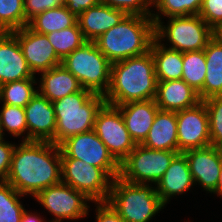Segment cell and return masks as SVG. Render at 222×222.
Wrapping results in <instances>:
<instances>
[{
    "label": "cell",
    "mask_w": 222,
    "mask_h": 222,
    "mask_svg": "<svg viewBox=\"0 0 222 222\" xmlns=\"http://www.w3.org/2000/svg\"><path fill=\"white\" fill-rule=\"evenodd\" d=\"M76 23L77 17L64 5L40 13L28 23V26L37 33L47 34L72 27Z\"/></svg>",
    "instance_id": "26"
},
{
    "label": "cell",
    "mask_w": 222,
    "mask_h": 222,
    "mask_svg": "<svg viewBox=\"0 0 222 222\" xmlns=\"http://www.w3.org/2000/svg\"><path fill=\"white\" fill-rule=\"evenodd\" d=\"M186 156L194 184L201 185L205 191L213 193L217 187L222 167V157L219 149L213 145L190 149Z\"/></svg>",
    "instance_id": "15"
},
{
    "label": "cell",
    "mask_w": 222,
    "mask_h": 222,
    "mask_svg": "<svg viewBox=\"0 0 222 222\" xmlns=\"http://www.w3.org/2000/svg\"><path fill=\"white\" fill-rule=\"evenodd\" d=\"M62 183L83 192L93 203L107 202L113 179L102 169L76 158H61Z\"/></svg>",
    "instance_id": "9"
},
{
    "label": "cell",
    "mask_w": 222,
    "mask_h": 222,
    "mask_svg": "<svg viewBox=\"0 0 222 222\" xmlns=\"http://www.w3.org/2000/svg\"><path fill=\"white\" fill-rule=\"evenodd\" d=\"M20 222H45V221L38 214L32 212L30 213L25 209Z\"/></svg>",
    "instance_id": "41"
},
{
    "label": "cell",
    "mask_w": 222,
    "mask_h": 222,
    "mask_svg": "<svg viewBox=\"0 0 222 222\" xmlns=\"http://www.w3.org/2000/svg\"><path fill=\"white\" fill-rule=\"evenodd\" d=\"M127 14L99 2L83 11L77 17V23L86 41L94 42L103 33L119 24Z\"/></svg>",
    "instance_id": "19"
},
{
    "label": "cell",
    "mask_w": 222,
    "mask_h": 222,
    "mask_svg": "<svg viewBox=\"0 0 222 222\" xmlns=\"http://www.w3.org/2000/svg\"><path fill=\"white\" fill-rule=\"evenodd\" d=\"M0 124L2 132L6 130L15 138L24 136L27 132L22 141H28V128L23 107L2 104Z\"/></svg>",
    "instance_id": "32"
},
{
    "label": "cell",
    "mask_w": 222,
    "mask_h": 222,
    "mask_svg": "<svg viewBox=\"0 0 222 222\" xmlns=\"http://www.w3.org/2000/svg\"><path fill=\"white\" fill-rule=\"evenodd\" d=\"M25 27L24 0H0V32Z\"/></svg>",
    "instance_id": "33"
},
{
    "label": "cell",
    "mask_w": 222,
    "mask_h": 222,
    "mask_svg": "<svg viewBox=\"0 0 222 222\" xmlns=\"http://www.w3.org/2000/svg\"><path fill=\"white\" fill-rule=\"evenodd\" d=\"M95 204H97L96 222H125L107 202H95Z\"/></svg>",
    "instance_id": "39"
},
{
    "label": "cell",
    "mask_w": 222,
    "mask_h": 222,
    "mask_svg": "<svg viewBox=\"0 0 222 222\" xmlns=\"http://www.w3.org/2000/svg\"><path fill=\"white\" fill-rule=\"evenodd\" d=\"M4 135H5V133L2 132L1 124H0V140L4 139Z\"/></svg>",
    "instance_id": "44"
},
{
    "label": "cell",
    "mask_w": 222,
    "mask_h": 222,
    "mask_svg": "<svg viewBox=\"0 0 222 222\" xmlns=\"http://www.w3.org/2000/svg\"><path fill=\"white\" fill-rule=\"evenodd\" d=\"M11 33L18 39L28 67L34 75L61 64L62 60L57 56L46 34L37 33L28 25Z\"/></svg>",
    "instance_id": "14"
},
{
    "label": "cell",
    "mask_w": 222,
    "mask_h": 222,
    "mask_svg": "<svg viewBox=\"0 0 222 222\" xmlns=\"http://www.w3.org/2000/svg\"><path fill=\"white\" fill-rule=\"evenodd\" d=\"M107 203L125 222H149L165 207L155 187L130 183L119 176L112 181Z\"/></svg>",
    "instance_id": "5"
},
{
    "label": "cell",
    "mask_w": 222,
    "mask_h": 222,
    "mask_svg": "<svg viewBox=\"0 0 222 222\" xmlns=\"http://www.w3.org/2000/svg\"><path fill=\"white\" fill-rule=\"evenodd\" d=\"M209 116V133L211 145L217 147L222 143V96L204 100Z\"/></svg>",
    "instance_id": "34"
},
{
    "label": "cell",
    "mask_w": 222,
    "mask_h": 222,
    "mask_svg": "<svg viewBox=\"0 0 222 222\" xmlns=\"http://www.w3.org/2000/svg\"><path fill=\"white\" fill-rule=\"evenodd\" d=\"M150 51L154 60L157 81L182 79L183 52L166 47L156 38L151 43Z\"/></svg>",
    "instance_id": "24"
},
{
    "label": "cell",
    "mask_w": 222,
    "mask_h": 222,
    "mask_svg": "<svg viewBox=\"0 0 222 222\" xmlns=\"http://www.w3.org/2000/svg\"><path fill=\"white\" fill-rule=\"evenodd\" d=\"M201 101L199 94L185 81H158L156 105L162 111L178 112L195 106Z\"/></svg>",
    "instance_id": "20"
},
{
    "label": "cell",
    "mask_w": 222,
    "mask_h": 222,
    "mask_svg": "<svg viewBox=\"0 0 222 222\" xmlns=\"http://www.w3.org/2000/svg\"><path fill=\"white\" fill-rule=\"evenodd\" d=\"M182 80L198 93L202 90L206 75L204 49L183 52Z\"/></svg>",
    "instance_id": "28"
},
{
    "label": "cell",
    "mask_w": 222,
    "mask_h": 222,
    "mask_svg": "<svg viewBox=\"0 0 222 222\" xmlns=\"http://www.w3.org/2000/svg\"><path fill=\"white\" fill-rule=\"evenodd\" d=\"M35 76L28 67L18 39L11 32H0V85Z\"/></svg>",
    "instance_id": "17"
},
{
    "label": "cell",
    "mask_w": 222,
    "mask_h": 222,
    "mask_svg": "<svg viewBox=\"0 0 222 222\" xmlns=\"http://www.w3.org/2000/svg\"><path fill=\"white\" fill-rule=\"evenodd\" d=\"M214 194H217V196H221L222 197V167H221V171H220V176L218 179V183H217V187L215 189V191L213 192Z\"/></svg>",
    "instance_id": "43"
},
{
    "label": "cell",
    "mask_w": 222,
    "mask_h": 222,
    "mask_svg": "<svg viewBox=\"0 0 222 222\" xmlns=\"http://www.w3.org/2000/svg\"><path fill=\"white\" fill-rule=\"evenodd\" d=\"M6 182L33 198L62 182L61 150L49 141H21L15 146Z\"/></svg>",
    "instance_id": "1"
},
{
    "label": "cell",
    "mask_w": 222,
    "mask_h": 222,
    "mask_svg": "<svg viewBox=\"0 0 222 222\" xmlns=\"http://www.w3.org/2000/svg\"><path fill=\"white\" fill-rule=\"evenodd\" d=\"M34 199L54 216L49 222L83 219L90 208L86 202H92L83 192L62 182L40 191Z\"/></svg>",
    "instance_id": "11"
},
{
    "label": "cell",
    "mask_w": 222,
    "mask_h": 222,
    "mask_svg": "<svg viewBox=\"0 0 222 222\" xmlns=\"http://www.w3.org/2000/svg\"><path fill=\"white\" fill-rule=\"evenodd\" d=\"M23 194L9 183L0 182V222H20L25 208L20 202Z\"/></svg>",
    "instance_id": "31"
},
{
    "label": "cell",
    "mask_w": 222,
    "mask_h": 222,
    "mask_svg": "<svg viewBox=\"0 0 222 222\" xmlns=\"http://www.w3.org/2000/svg\"><path fill=\"white\" fill-rule=\"evenodd\" d=\"M178 154L177 151L155 150L137 144L120 163L119 177L134 184L153 183L156 186Z\"/></svg>",
    "instance_id": "8"
},
{
    "label": "cell",
    "mask_w": 222,
    "mask_h": 222,
    "mask_svg": "<svg viewBox=\"0 0 222 222\" xmlns=\"http://www.w3.org/2000/svg\"><path fill=\"white\" fill-rule=\"evenodd\" d=\"M157 77L151 51L111 66V82L104 98L118 106L128 102L152 100L156 97Z\"/></svg>",
    "instance_id": "2"
},
{
    "label": "cell",
    "mask_w": 222,
    "mask_h": 222,
    "mask_svg": "<svg viewBox=\"0 0 222 222\" xmlns=\"http://www.w3.org/2000/svg\"><path fill=\"white\" fill-rule=\"evenodd\" d=\"M46 36L61 60L86 42L78 23L60 31L47 33Z\"/></svg>",
    "instance_id": "29"
},
{
    "label": "cell",
    "mask_w": 222,
    "mask_h": 222,
    "mask_svg": "<svg viewBox=\"0 0 222 222\" xmlns=\"http://www.w3.org/2000/svg\"><path fill=\"white\" fill-rule=\"evenodd\" d=\"M104 5L120 9L127 15L151 16L152 0H100Z\"/></svg>",
    "instance_id": "35"
},
{
    "label": "cell",
    "mask_w": 222,
    "mask_h": 222,
    "mask_svg": "<svg viewBox=\"0 0 222 222\" xmlns=\"http://www.w3.org/2000/svg\"><path fill=\"white\" fill-rule=\"evenodd\" d=\"M178 152L211 145L209 116L204 101L176 112Z\"/></svg>",
    "instance_id": "13"
},
{
    "label": "cell",
    "mask_w": 222,
    "mask_h": 222,
    "mask_svg": "<svg viewBox=\"0 0 222 222\" xmlns=\"http://www.w3.org/2000/svg\"><path fill=\"white\" fill-rule=\"evenodd\" d=\"M61 158H76L102 168L112 179L120 174V164L94 130L68 137L59 144Z\"/></svg>",
    "instance_id": "10"
},
{
    "label": "cell",
    "mask_w": 222,
    "mask_h": 222,
    "mask_svg": "<svg viewBox=\"0 0 222 222\" xmlns=\"http://www.w3.org/2000/svg\"><path fill=\"white\" fill-rule=\"evenodd\" d=\"M212 40L222 47V25L212 28Z\"/></svg>",
    "instance_id": "42"
},
{
    "label": "cell",
    "mask_w": 222,
    "mask_h": 222,
    "mask_svg": "<svg viewBox=\"0 0 222 222\" xmlns=\"http://www.w3.org/2000/svg\"><path fill=\"white\" fill-rule=\"evenodd\" d=\"M198 15L211 28L222 25V0H203Z\"/></svg>",
    "instance_id": "36"
},
{
    "label": "cell",
    "mask_w": 222,
    "mask_h": 222,
    "mask_svg": "<svg viewBox=\"0 0 222 222\" xmlns=\"http://www.w3.org/2000/svg\"><path fill=\"white\" fill-rule=\"evenodd\" d=\"M117 107L133 141L136 145L142 144L149 133L157 112L160 110L155 99L128 102Z\"/></svg>",
    "instance_id": "18"
},
{
    "label": "cell",
    "mask_w": 222,
    "mask_h": 222,
    "mask_svg": "<svg viewBox=\"0 0 222 222\" xmlns=\"http://www.w3.org/2000/svg\"><path fill=\"white\" fill-rule=\"evenodd\" d=\"M16 144L0 140V182H6Z\"/></svg>",
    "instance_id": "38"
},
{
    "label": "cell",
    "mask_w": 222,
    "mask_h": 222,
    "mask_svg": "<svg viewBox=\"0 0 222 222\" xmlns=\"http://www.w3.org/2000/svg\"><path fill=\"white\" fill-rule=\"evenodd\" d=\"M203 0H153L152 5L158 12L152 13L151 18L154 22H161L163 17L198 15ZM160 15H159V14ZM162 14V15H161Z\"/></svg>",
    "instance_id": "30"
},
{
    "label": "cell",
    "mask_w": 222,
    "mask_h": 222,
    "mask_svg": "<svg viewBox=\"0 0 222 222\" xmlns=\"http://www.w3.org/2000/svg\"><path fill=\"white\" fill-rule=\"evenodd\" d=\"M40 74V85L37 90L51 102L83 89L79 80L62 64Z\"/></svg>",
    "instance_id": "22"
},
{
    "label": "cell",
    "mask_w": 222,
    "mask_h": 222,
    "mask_svg": "<svg viewBox=\"0 0 222 222\" xmlns=\"http://www.w3.org/2000/svg\"><path fill=\"white\" fill-rule=\"evenodd\" d=\"M105 103L103 95L86 89L52 102L56 131L50 142L59 145L70 136L93 130L97 113Z\"/></svg>",
    "instance_id": "4"
},
{
    "label": "cell",
    "mask_w": 222,
    "mask_h": 222,
    "mask_svg": "<svg viewBox=\"0 0 222 222\" xmlns=\"http://www.w3.org/2000/svg\"><path fill=\"white\" fill-rule=\"evenodd\" d=\"M206 75L202 90L198 93L201 101L222 96V47L212 39L204 48Z\"/></svg>",
    "instance_id": "25"
},
{
    "label": "cell",
    "mask_w": 222,
    "mask_h": 222,
    "mask_svg": "<svg viewBox=\"0 0 222 222\" xmlns=\"http://www.w3.org/2000/svg\"><path fill=\"white\" fill-rule=\"evenodd\" d=\"M28 141H51L56 131V117L52 102L37 92L24 107Z\"/></svg>",
    "instance_id": "16"
},
{
    "label": "cell",
    "mask_w": 222,
    "mask_h": 222,
    "mask_svg": "<svg viewBox=\"0 0 222 222\" xmlns=\"http://www.w3.org/2000/svg\"><path fill=\"white\" fill-rule=\"evenodd\" d=\"M155 190L161 201L166 205L169 199L184 194L194 185L186 156L179 153L171 162Z\"/></svg>",
    "instance_id": "21"
},
{
    "label": "cell",
    "mask_w": 222,
    "mask_h": 222,
    "mask_svg": "<svg viewBox=\"0 0 222 222\" xmlns=\"http://www.w3.org/2000/svg\"><path fill=\"white\" fill-rule=\"evenodd\" d=\"M164 22H154L155 38L170 43L169 48L180 52L198 51L212 39V28L199 16H175Z\"/></svg>",
    "instance_id": "7"
},
{
    "label": "cell",
    "mask_w": 222,
    "mask_h": 222,
    "mask_svg": "<svg viewBox=\"0 0 222 222\" xmlns=\"http://www.w3.org/2000/svg\"><path fill=\"white\" fill-rule=\"evenodd\" d=\"M217 148L219 149V152L221 154V157H222V143H220Z\"/></svg>",
    "instance_id": "45"
},
{
    "label": "cell",
    "mask_w": 222,
    "mask_h": 222,
    "mask_svg": "<svg viewBox=\"0 0 222 222\" xmlns=\"http://www.w3.org/2000/svg\"><path fill=\"white\" fill-rule=\"evenodd\" d=\"M154 38L155 24L151 16L127 15L94 42L113 64L146 54Z\"/></svg>",
    "instance_id": "3"
},
{
    "label": "cell",
    "mask_w": 222,
    "mask_h": 222,
    "mask_svg": "<svg viewBox=\"0 0 222 222\" xmlns=\"http://www.w3.org/2000/svg\"><path fill=\"white\" fill-rule=\"evenodd\" d=\"M67 9L76 17L81 15L83 11L97 5L100 0H63Z\"/></svg>",
    "instance_id": "40"
},
{
    "label": "cell",
    "mask_w": 222,
    "mask_h": 222,
    "mask_svg": "<svg viewBox=\"0 0 222 222\" xmlns=\"http://www.w3.org/2000/svg\"><path fill=\"white\" fill-rule=\"evenodd\" d=\"M93 130L119 164L136 146L117 106L105 103L97 113Z\"/></svg>",
    "instance_id": "12"
},
{
    "label": "cell",
    "mask_w": 222,
    "mask_h": 222,
    "mask_svg": "<svg viewBox=\"0 0 222 222\" xmlns=\"http://www.w3.org/2000/svg\"><path fill=\"white\" fill-rule=\"evenodd\" d=\"M142 145L155 150L178 152L176 112L159 110Z\"/></svg>",
    "instance_id": "23"
},
{
    "label": "cell",
    "mask_w": 222,
    "mask_h": 222,
    "mask_svg": "<svg viewBox=\"0 0 222 222\" xmlns=\"http://www.w3.org/2000/svg\"><path fill=\"white\" fill-rule=\"evenodd\" d=\"M61 64L79 80L83 89L103 96L108 92L112 63L95 42L86 41L66 56Z\"/></svg>",
    "instance_id": "6"
},
{
    "label": "cell",
    "mask_w": 222,
    "mask_h": 222,
    "mask_svg": "<svg viewBox=\"0 0 222 222\" xmlns=\"http://www.w3.org/2000/svg\"><path fill=\"white\" fill-rule=\"evenodd\" d=\"M60 6L63 0H24L25 26L40 13Z\"/></svg>",
    "instance_id": "37"
},
{
    "label": "cell",
    "mask_w": 222,
    "mask_h": 222,
    "mask_svg": "<svg viewBox=\"0 0 222 222\" xmlns=\"http://www.w3.org/2000/svg\"><path fill=\"white\" fill-rule=\"evenodd\" d=\"M36 78H26L0 85V103L25 107L38 92Z\"/></svg>",
    "instance_id": "27"
}]
</instances>
